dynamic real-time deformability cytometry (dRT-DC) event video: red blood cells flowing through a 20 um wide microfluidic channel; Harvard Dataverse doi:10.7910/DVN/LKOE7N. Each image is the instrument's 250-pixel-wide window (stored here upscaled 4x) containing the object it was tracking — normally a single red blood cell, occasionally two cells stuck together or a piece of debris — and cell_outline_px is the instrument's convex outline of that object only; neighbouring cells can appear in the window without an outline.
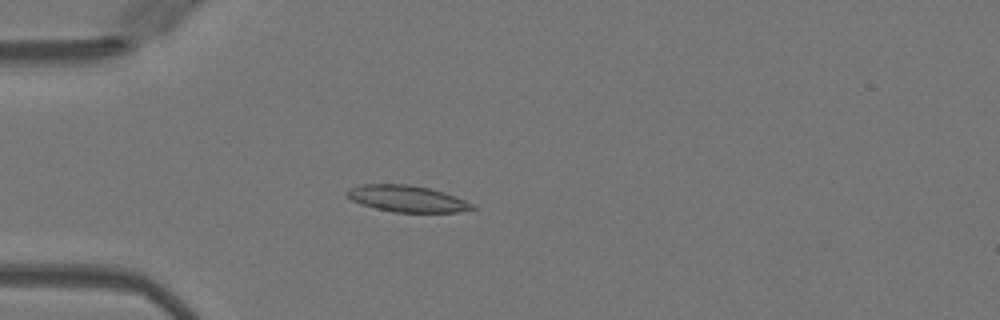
{"species": "Egyptian fruit bat (a non-hibernating species)", "species_latin": "Rousettus aegyptiacus", "temperature_condition": "warm", "stored_images_in_passage": 50, "camera_frame_rate_fps": 3000, "um_per_image_px": 0.085, "animal": {"sex": "female"}, "frame": {"image": 1, "passage_image": 14, "time_ms": 4.333, "image_size_px": [1000, 320], "cell_outline_px": [[476, 208], [460, 212], [392, 212], [360, 204], [352, 200], [344, 192], [348, 188], [360, 184], [408, 184], [428, 188], [444, 192], [456, 196], [476, 204]], "centroid_in_image_um": [34.61, 16.88], "position_along_channel_um": 50.4, "area_um2": 19.54}}
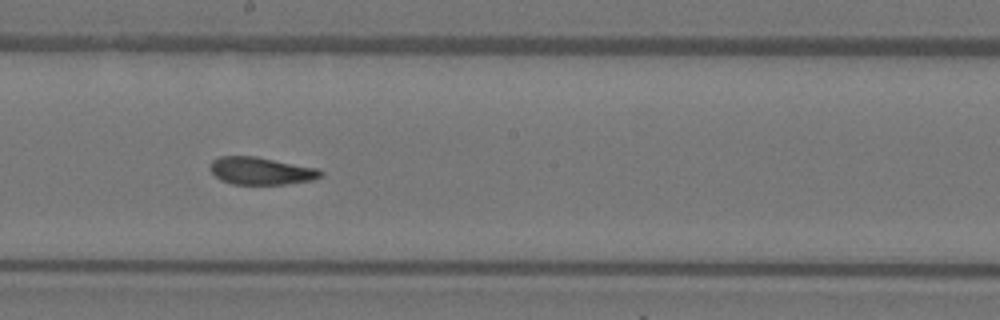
{"frame": {"image": 2, "passage_image": 28, "time_ms": 9.0, "image_size_px": [1000, 320], "cell_outline_px": [[324, 172], [320, 176], [312, 180], [284, 184], [232, 184], [220, 180], [208, 168], [212, 160], [220, 156], [256, 156], [320, 168]], "centroid_in_image_um": [22.18, 14.51], "position_along_channel_um": 226.0, "area_um2": 17.86}}
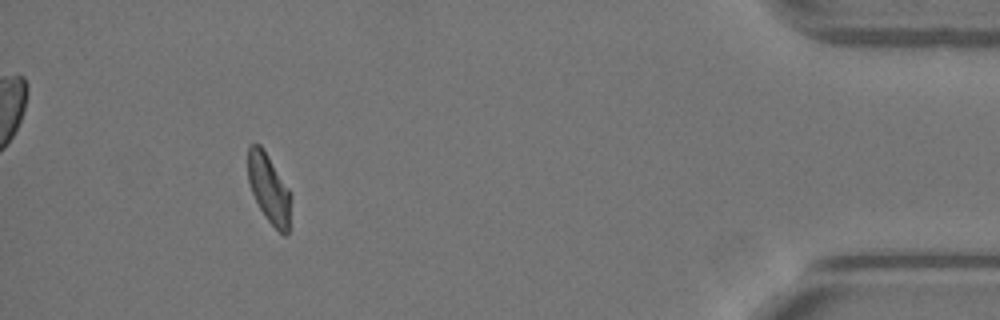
{"frame": {"image": 3, "passage_image": 46, "time_ms": 15.0, "image_size_px": [1000, 320], "cell_outline_px": [[292, 196], [288, 232], [284, 236], [264, 216], [252, 192], [248, 180], [248, 144], [260, 144], [288, 188]], "centroid_in_image_um": [22.87, 16.04], "position_along_channel_um": 412.3, "area_um2": 17.05}, "authors_computed_cell_mechanics": {"area_um2": 18.3226, "velocity_mm_per_s": 4.0683, "shape_relaxation_time_tau1_ms": 9.5565, "shape_relaxation_time_tau2_ms": 1.6181, "deformation_change_tau1": 0.2516, "deformation_change_tau2": 0.0868}}